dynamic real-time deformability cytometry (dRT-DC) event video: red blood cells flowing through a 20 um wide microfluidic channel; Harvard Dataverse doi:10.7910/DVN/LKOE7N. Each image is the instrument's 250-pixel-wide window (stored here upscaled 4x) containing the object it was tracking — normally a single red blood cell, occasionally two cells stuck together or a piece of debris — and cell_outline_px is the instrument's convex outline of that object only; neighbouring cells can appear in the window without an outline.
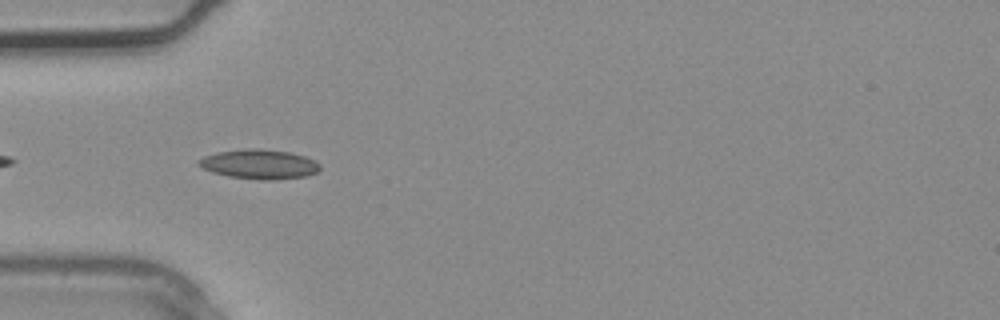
{"species": "common noctule bat (a hibernating species)", "species_latin": "Nyctalus noctula", "temperature_condition": "warm", "stored_images_in_passage": 2, "camera_frame_rate_fps": 3000, "um_per_image_px": 0.085, "animal": {"sex": "male", "body_mass_g": 20.4}, "frame": {"image": 1, "passage_image": 2, "time_ms": 0.333, "image_size_px": [1000, 320], "cell_outline_px": [[320, 168], [316, 172], [308, 176], [272, 180], [264, 180], [228, 176], [212, 172], [196, 164], [196, 160], [204, 156], [216, 152], [244, 148], [260, 148], [292, 152], [316, 160], [320, 164]], "centroid_in_image_um": [22.04, 13.94], "position_along_channel_um": 63.0, "area_um2": 21.15}}